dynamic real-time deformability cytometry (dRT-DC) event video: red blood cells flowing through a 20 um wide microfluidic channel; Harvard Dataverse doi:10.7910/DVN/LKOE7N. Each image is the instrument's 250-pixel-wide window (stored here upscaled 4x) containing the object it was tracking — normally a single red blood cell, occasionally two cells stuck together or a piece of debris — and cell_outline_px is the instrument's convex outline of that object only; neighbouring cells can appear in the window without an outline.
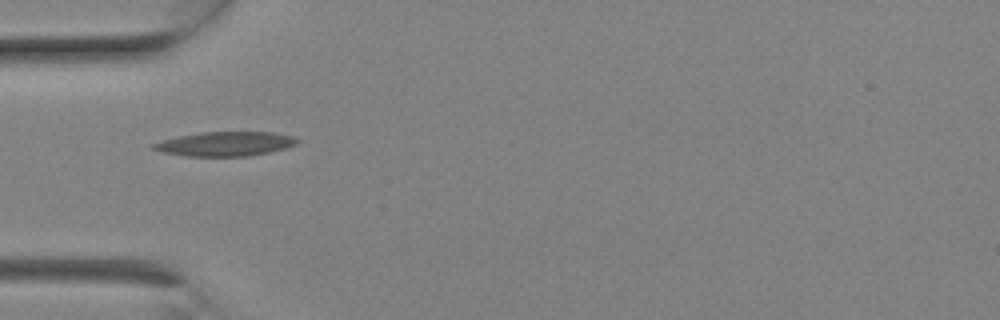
{"species": "Egyptian fruit bat (a non-hibernating species)", "species_latin": "Rousettus aegyptiacus", "temperature_condition": "room temperature", "stored_images_in_passage": 8, "camera_frame_rate_fps": 3000, "um_per_image_px": 0.085, "animal": {"sex": "female"}, "frame": {"image": 1, "passage_image": 7, "time_ms": 2.0, "image_size_px": [1000, 320], "cell_outline_px": [[300, 140], [296, 144], [284, 148], [268, 152], [248, 156], [184, 156], [160, 152], [152, 148], [152, 144], [164, 140], [180, 136], [204, 132], [272, 132], [292, 136]], "centroid_in_image_um": [19.14, 12.23], "position_along_channel_um": 65.9, "area_um2": 20.17}}